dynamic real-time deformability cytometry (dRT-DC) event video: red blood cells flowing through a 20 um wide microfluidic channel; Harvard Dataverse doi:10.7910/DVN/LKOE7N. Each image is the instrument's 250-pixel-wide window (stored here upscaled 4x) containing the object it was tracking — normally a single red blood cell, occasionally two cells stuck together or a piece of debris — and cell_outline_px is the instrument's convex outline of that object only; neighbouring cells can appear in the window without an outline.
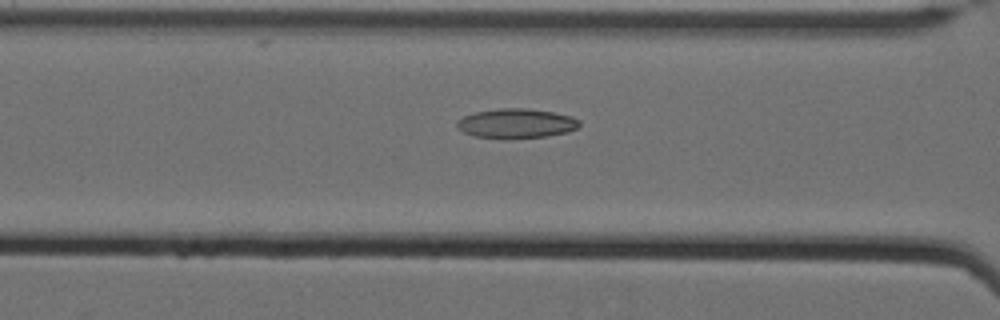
{"species": "Egyptian fruit bat (a non-hibernating species)", "species_latin": "Rousettus aegyptiacus", "temperature_condition": "cold", "stored_images_in_passage": 32, "camera_frame_rate_fps": 3000, "um_per_image_px": 0.085, "animal": {"sex": "female"}, "frame": {"image": 1, "passage_image": 7, "time_ms": 2.0, "image_size_px": [1000, 320], "cell_outline_px": [[580, 124], [576, 128], [568, 132], [544, 136], [504, 140], [472, 136], [464, 132], [456, 124], [456, 120], [464, 116], [476, 112], [500, 108], [528, 108], [552, 112], [572, 116], [580, 120]], "centroid_in_image_um": [43.87, 10.5], "position_along_channel_um": 122.7, "area_um2": 21.33}}
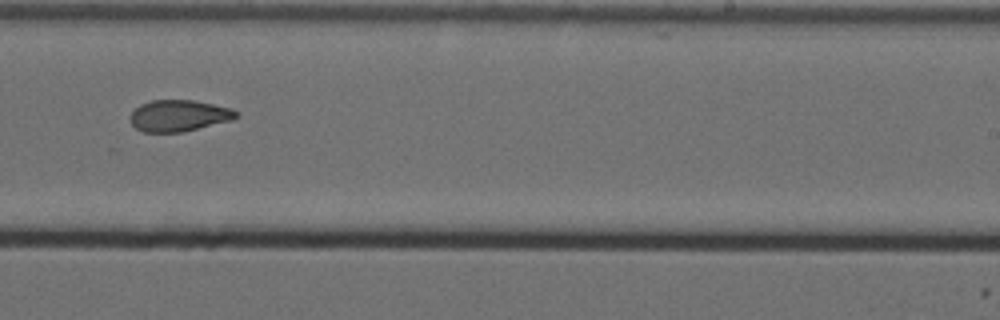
{"frame": {"image": 2, "passage_image": 20, "time_ms": 6.333, "image_size_px": [1000, 320], "cell_outline_px": [[236, 116], [232, 120], [184, 132], [144, 132], [136, 128], [132, 124], [132, 112], [140, 104], [152, 100], [192, 100], [232, 108], [236, 112]], "centroid_in_image_um": [15.21, 9.83], "position_along_channel_um": 273.8, "area_um2": 19.19}}
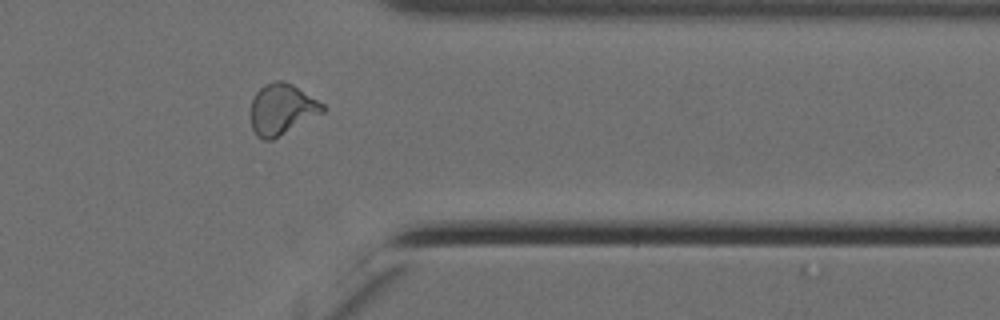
{"frame": {"image": 3, "passage_image": 30, "time_ms": 9.667, "image_size_px": [1000, 320], "cell_outline_px": [[324, 112], [272, 140], [264, 140], [256, 136], [252, 128], [252, 100], [256, 92], [264, 84], [276, 80], [280, 80], [292, 84], [324, 104]], "centroid_in_image_um": [23.95, 9.29], "position_along_channel_um": 387.4, "area_um2": 21.1}, "authors_computed_cell_mechanics": {"area_um2": 19.9699, "velocity_mm_per_s": 3.4982, "shape_relaxation_time_tau1_ms": 6.011, "shape_relaxation_time_tau2_ms": 6.0646, "deformation_change_tau1": 0.1605, "deformation_change_tau2": 0.1206}}